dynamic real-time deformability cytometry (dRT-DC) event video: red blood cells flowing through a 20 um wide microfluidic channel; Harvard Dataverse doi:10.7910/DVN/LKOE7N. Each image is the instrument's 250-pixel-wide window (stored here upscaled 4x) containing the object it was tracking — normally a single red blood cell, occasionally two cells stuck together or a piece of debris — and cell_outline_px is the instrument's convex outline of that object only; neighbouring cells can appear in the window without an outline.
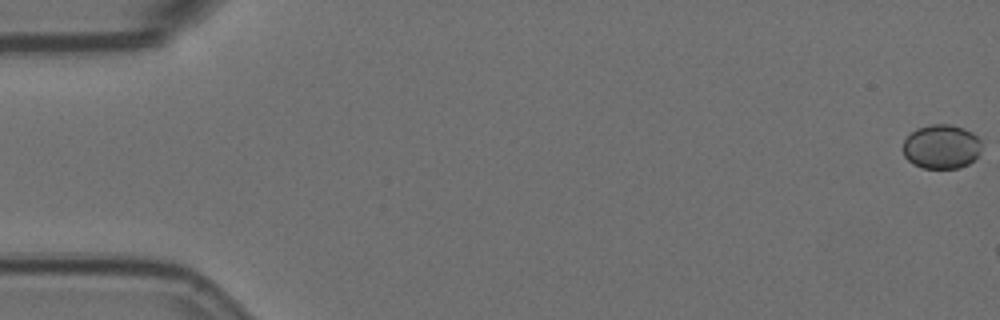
{"species": "Egyptian fruit bat (a non-hibernating species)", "species_latin": "Rousettus aegyptiacus", "temperature_condition": "room temperature", "stored_images_in_passage": 3, "camera_frame_rate_fps": 3000, "um_per_image_px": 0.085, "animal": {"sex": "female"}, "frame": {"image": 1, "passage_image": 1, "time_ms": 0.0, "image_size_px": [1000, 320], "cell_outline_px": [[980, 152], [968, 164], [960, 168], [924, 168], [912, 164], [904, 156], [904, 140], [916, 128], [928, 124], [952, 124], [964, 128], [972, 132], [980, 140]], "centroid_in_image_um": [80.01, 12.45], "position_along_channel_um": 5.0, "area_um2": 20.29}}